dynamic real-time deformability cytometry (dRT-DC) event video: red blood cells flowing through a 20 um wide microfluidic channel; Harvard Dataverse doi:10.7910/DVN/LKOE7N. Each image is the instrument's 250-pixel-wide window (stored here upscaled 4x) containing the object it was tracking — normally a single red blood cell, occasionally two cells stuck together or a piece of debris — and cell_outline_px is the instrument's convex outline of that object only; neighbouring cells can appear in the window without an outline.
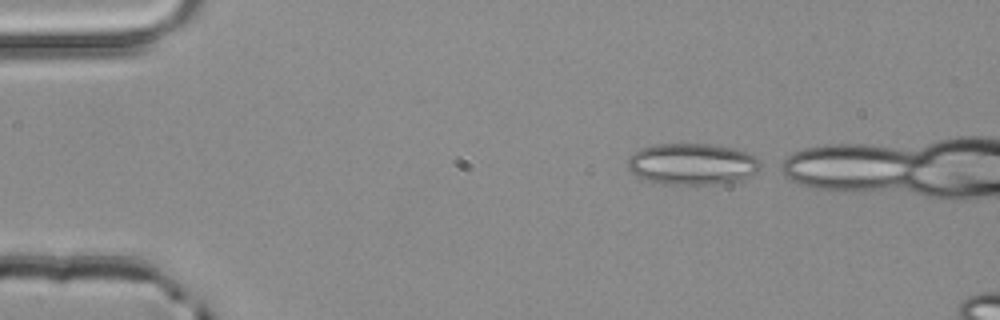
{"species": "common noctule bat (a hibernating species)", "species_latin": "Nyctalus noctula", "temperature_condition": "room temperature", "stored_images_in_passage": 3, "camera_frame_rate_fps": 3000, "um_per_image_px": 0.085, "animal": {"sex": "male", "body_mass_g": 20.4}, "frame": {"image": 1, "passage_image": 1, "time_ms": 0.0, "image_size_px": [1000, 320], "cell_outline_px": [[768, 164], [764, 168], [752, 176], [740, 180], [720, 184], [660, 184], [636, 176], [628, 168], [628, 156], [632, 152], [640, 148], [656, 144], [712, 144], [732, 148], [748, 152]], "centroid_in_image_um": [58.92, 13.94], "position_along_channel_um": 26.1, "area_um2": 32.83}}